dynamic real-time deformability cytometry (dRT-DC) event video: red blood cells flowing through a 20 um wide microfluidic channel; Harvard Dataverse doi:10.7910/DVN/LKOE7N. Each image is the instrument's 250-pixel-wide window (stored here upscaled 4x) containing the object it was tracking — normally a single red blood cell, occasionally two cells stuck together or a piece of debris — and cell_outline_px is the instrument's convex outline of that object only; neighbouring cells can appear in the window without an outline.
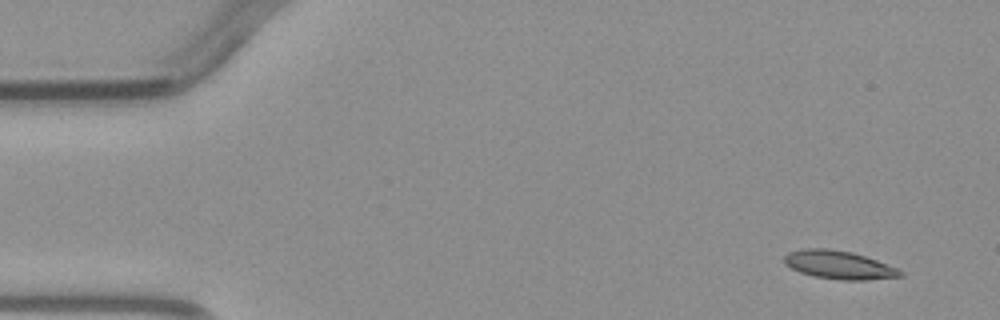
{"species": "common noctule bat (a hibernating species)", "species_latin": "Nyctalus noctula", "temperature_condition": "warm", "stored_images_in_passage": 4, "camera_frame_rate_fps": 3000, "um_per_image_px": 0.085, "animal": {"sex": "male", "body_mass_g": 23.1, "forearm_length_mm": 52.7}, "frame": {"image": 1, "passage_image": 1, "time_ms": 0.0, "image_size_px": [1000, 320], "cell_outline_px": [[904, 276], [868, 280], [840, 280], [812, 276], [800, 272], [784, 264], [784, 256], [788, 252], [804, 248], [828, 248], [852, 252], [876, 260], [896, 268], [904, 272]], "centroid_in_image_um": [71.29, 22.52], "position_along_channel_um": 13.7, "area_um2": 19.19}}